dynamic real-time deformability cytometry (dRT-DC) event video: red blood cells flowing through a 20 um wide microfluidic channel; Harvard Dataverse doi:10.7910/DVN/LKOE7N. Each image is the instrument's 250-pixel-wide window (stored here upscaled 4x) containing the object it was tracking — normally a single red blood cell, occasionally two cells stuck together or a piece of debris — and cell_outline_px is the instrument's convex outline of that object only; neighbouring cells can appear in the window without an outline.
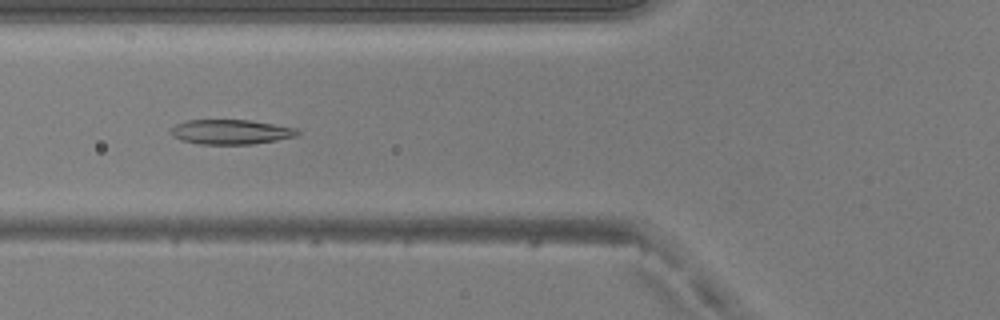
{"species": "common noctule bat (a hibernating species)", "species_latin": "Nyctalus noctula", "temperature_condition": "warm", "stored_images_in_passage": 45, "camera_frame_rate_fps": 3000, "um_per_image_px": 0.085, "animal": {"sex": "male", "body_mass_g": 20.5, "forearm_length_mm": 52.5}, "frame": {"image": 1, "passage_image": 15, "time_ms": 4.667, "image_size_px": [1000, 320], "cell_outline_px": [[300, 132], [296, 136], [276, 140], [252, 144], [200, 144], [180, 140], [172, 136], [172, 128], [176, 124], [188, 120], [252, 120], [296, 128]], "centroid_in_image_um": [19.62, 11.21], "position_along_channel_um": 106.2, "area_um2": 18.15}}
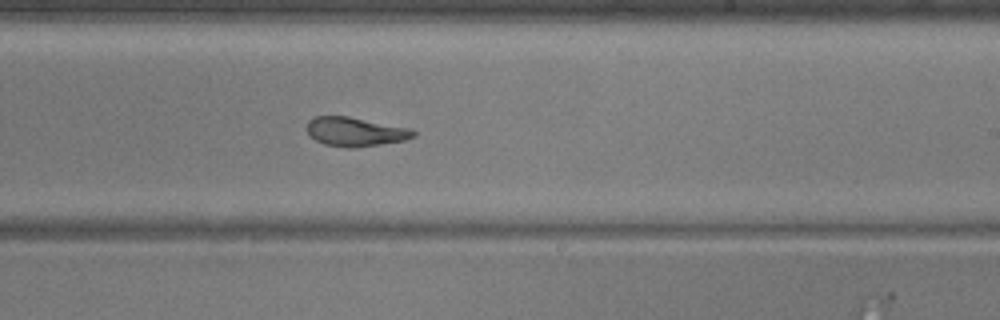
{"frame": {"image": 2, "passage_image": 26, "time_ms": 8.333, "image_size_px": [1000, 320], "cell_outline_px": [[416, 136], [404, 140], [356, 148], [348, 148], [324, 144], [316, 140], [308, 132], [308, 120], [316, 116], [348, 116], [408, 128], [416, 132]], "centroid_in_image_um": [30.2, 11.2], "position_along_channel_um": 258.8, "area_um2": 17.8}}
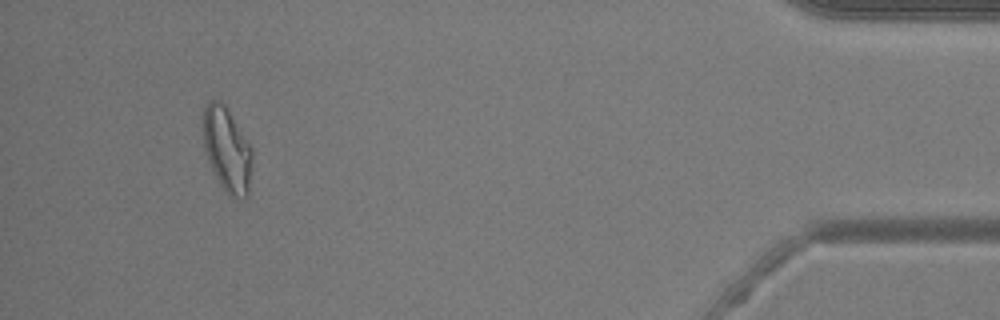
{"frame": {"image": 3, "passage_image": 42, "time_ms": 13.667, "image_size_px": [1000, 320], "cell_outline_px": [[252, 160], [248, 196], [244, 200], [228, 196], [220, 184], [208, 160], [204, 148], [200, 124], [204, 104], [208, 100], [220, 100], [228, 108], [252, 148]], "centroid_in_image_um": [19.26, 12.67], "position_along_channel_um": 415.9, "area_um2": 24.91}, "authors_computed_cell_mechanics": {"area_um2": 19.5942, "velocity_mm_per_s": 4.1528, "shape_relaxation_time_tau1_ms": 8.6957, "shape_relaxation_time_tau2_ms": 1.9458, "deformation_change_tau1": 0.2771, "deformation_change_tau2": 0.0973}}